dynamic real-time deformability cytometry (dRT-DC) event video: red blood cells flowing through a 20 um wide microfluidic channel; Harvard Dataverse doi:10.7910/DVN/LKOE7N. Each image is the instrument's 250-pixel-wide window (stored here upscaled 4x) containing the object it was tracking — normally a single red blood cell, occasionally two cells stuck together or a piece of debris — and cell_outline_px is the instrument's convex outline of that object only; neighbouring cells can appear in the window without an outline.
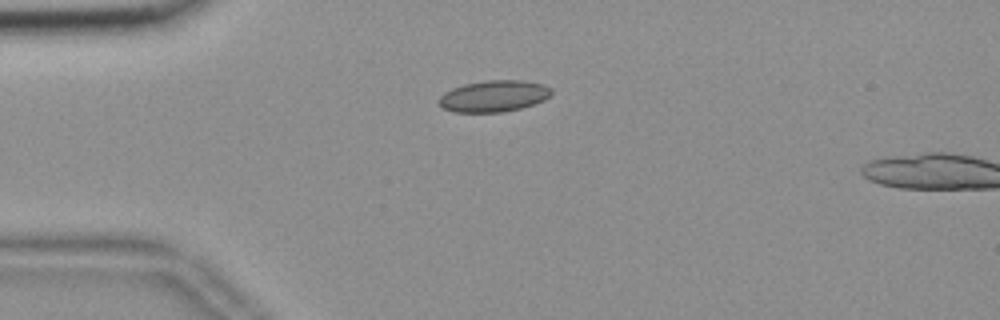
{"species": "common noctule bat (a hibernating species)", "species_latin": "Nyctalus noctula", "temperature_condition": "room temperature", "stored_images_in_passage": 3, "camera_frame_rate_fps": 3000, "um_per_image_px": 0.085, "animal": {"sex": "female", "body_mass_g": 18.4}, "frame": {"image": 1, "passage_image": 1, "time_ms": 0.0, "image_size_px": [1000, 320], "cell_outline_px": [[552, 92], [544, 100], [520, 108], [504, 112], [452, 112], [440, 108], [436, 100], [444, 92], [452, 88], [464, 84], [488, 80], [524, 80], [544, 84], [552, 88]], "centroid_in_image_um": [41.92, 8.17], "position_along_channel_um": 43.1, "area_um2": 20.87}}